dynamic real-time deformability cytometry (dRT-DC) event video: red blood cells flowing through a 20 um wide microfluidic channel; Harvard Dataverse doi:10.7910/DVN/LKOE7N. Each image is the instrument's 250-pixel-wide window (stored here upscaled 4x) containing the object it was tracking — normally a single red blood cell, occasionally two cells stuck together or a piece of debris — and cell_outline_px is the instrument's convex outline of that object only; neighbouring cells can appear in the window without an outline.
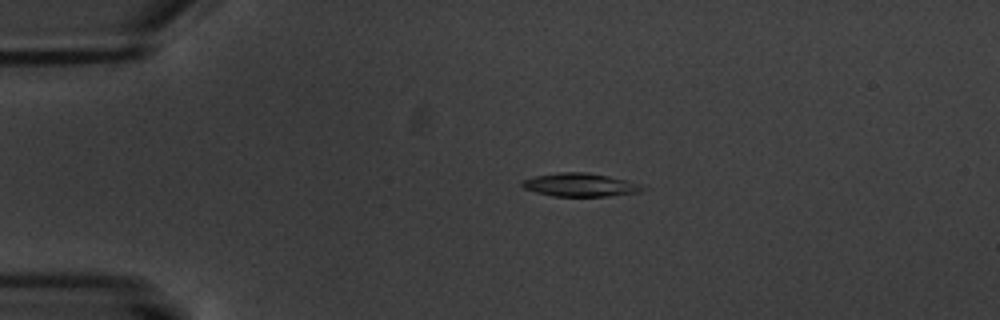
{"species": "common noctule bat (a hibernating species)", "species_latin": "Nyctalus noctula", "temperature_condition": "warm", "stored_images_in_passage": 3, "camera_frame_rate_fps": 3000, "um_per_image_px": 0.085, "animal": {"sex": "male", "body_mass_g": 20.1, "forearm_length_mm": 53.5}, "frame": {"image": 1, "passage_image": 2, "time_ms": 1.0, "image_size_px": [1000, 320], "cell_outline_px": [[644, 188], [640, 192], [608, 196], [552, 196], [536, 192], [524, 188], [520, 184], [520, 180], [532, 176], [556, 172], [584, 172], [608, 176], [640, 184]], "centroid_in_image_um": [49.22, 15.71], "position_along_channel_um": 35.8, "area_um2": 16.36}}